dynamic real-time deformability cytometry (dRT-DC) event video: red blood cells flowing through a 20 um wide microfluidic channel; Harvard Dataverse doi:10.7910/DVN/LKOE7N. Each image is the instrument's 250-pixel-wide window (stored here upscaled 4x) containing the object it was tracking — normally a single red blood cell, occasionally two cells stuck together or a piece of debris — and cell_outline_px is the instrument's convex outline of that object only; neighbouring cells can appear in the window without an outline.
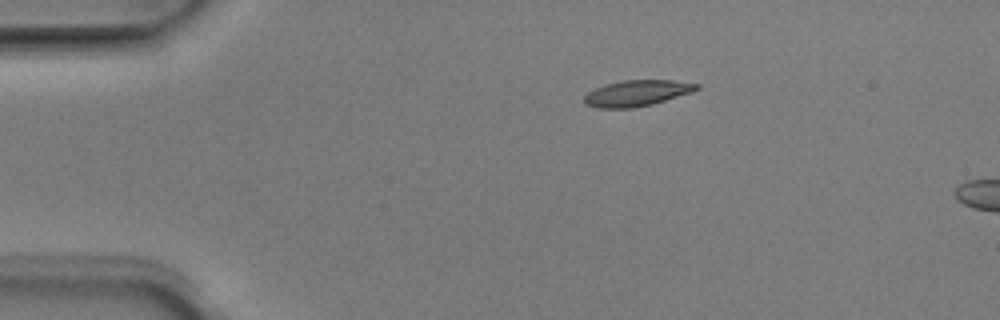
{"species": "Egyptian fruit bat (a non-hibernating species)", "species_latin": "Rousettus aegyptiacus", "temperature_condition": "room temperature", "stored_images_in_passage": 2, "camera_frame_rate_fps": 3000, "um_per_image_px": 0.085, "animal": {"sex": "male"}, "frame": {"image": 1, "passage_image": 1, "time_ms": 0.0, "image_size_px": [1000, 320], "cell_outline_px": [[700, 88], [692, 92], [652, 104], [632, 108], [600, 108], [584, 104], [584, 96], [588, 92], [604, 84], [624, 80], [672, 80], [700, 84]], "centroid_in_image_um": [54.13, 7.91], "position_along_channel_um": 30.9, "area_um2": 16.99}}